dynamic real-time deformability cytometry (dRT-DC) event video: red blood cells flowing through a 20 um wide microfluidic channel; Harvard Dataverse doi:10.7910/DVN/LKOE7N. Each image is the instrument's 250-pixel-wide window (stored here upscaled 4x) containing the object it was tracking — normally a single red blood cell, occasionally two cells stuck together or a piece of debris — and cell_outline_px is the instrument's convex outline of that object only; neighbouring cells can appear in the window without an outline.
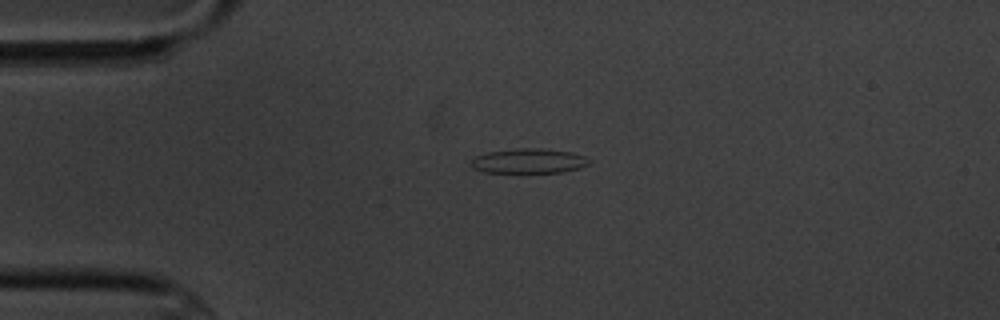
{"species": "common noctule bat (a hibernating species)", "species_latin": "Nyctalus noctula", "temperature_condition": "cold", "stored_images_in_passage": 3, "camera_frame_rate_fps": 3000, "um_per_image_px": 0.085, "animal": {"sex": "male", "body_mass_g": 20.1, "forearm_length_mm": 53.5}, "frame": {"image": 1, "passage_image": 1, "time_ms": 0.0, "image_size_px": [1000, 320], "cell_outline_px": [[588, 164], [580, 168], [564, 172], [484, 172], [472, 168], [472, 160], [476, 156], [488, 152], [520, 148], [540, 148], [572, 152], [584, 156], [588, 160]], "centroid_in_image_um": [44.95, 13.68], "position_along_channel_um": 40.1, "area_um2": 16.82}}
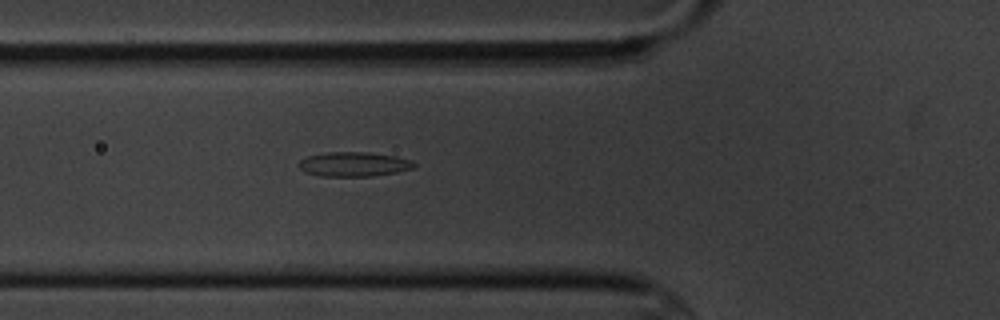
{"frame": {"image": 2, "passage_image": 3, "time_ms": 2.333, "image_size_px": [1000, 320], "cell_outline_px": [[416, 168], [396, 172], [372, 176], [320, 176], [304, 172], [296, 164], [304, 156], [328, 152], [368, 152], [396, 156], [412, 160], [416, 164]], "centroid_in_image_um": [30.06, 13.95], "position_along_channel_um": 95.7, "area_um2": 16.7}}